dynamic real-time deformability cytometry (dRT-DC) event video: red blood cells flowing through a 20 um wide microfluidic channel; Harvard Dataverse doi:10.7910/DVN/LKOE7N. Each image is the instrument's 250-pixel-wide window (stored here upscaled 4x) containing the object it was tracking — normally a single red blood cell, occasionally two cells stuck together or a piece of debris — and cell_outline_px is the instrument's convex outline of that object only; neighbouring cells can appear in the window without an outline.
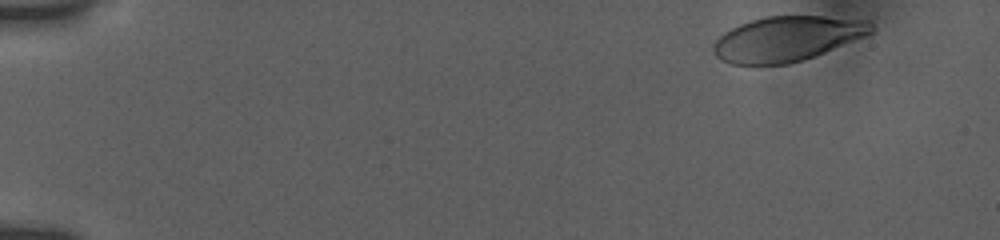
{"species": "human", "species_latin": "Homo sapiens", "temperature_condition": "room temperature", "stored_images_in_passage": 6, "camera_frame_rate_fps": 3000, "um_per_image_px": 0.085, "donor": {"sex": "female"}, "frame": {"image": 1, "passage_image": 1, "time_ms": 0.0, "image_size_px": [1000, 240], "cell_outline_px": [[872, 32], [864, 36], [804, 60], [788, 64], [732, 64], [720, 60], [712, 52], [712, 44], [724, 32], [740, 24], [764, 16], [820, 16], [872, 20]], "centroid_in_image_um": [66.87, 3.29], "position_along_channel_um": 18.1, "area_um2": 41.21}}
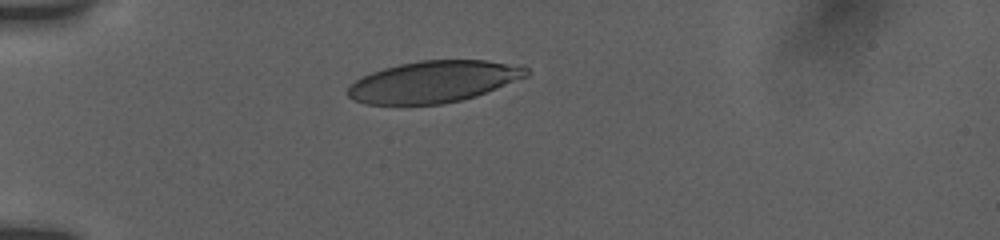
{"frame": {"image": 2, "passage_image": 4, "time_ms": 3.667, "image_size_px": [1000, 240], "cell_outline_px": [[532, 72], [528, 76], [476, 96], [444, 104], [364, 104], [352, 100], [348, 96], [348, 88], [360, 76], [384, 68], [400, 64], [420, 60], [484, 60], [524, 64]], "centroid_in_image_um": [36.91, 6.93], "position_along_channel_um": 48.1, "area_um2": 43.58}}
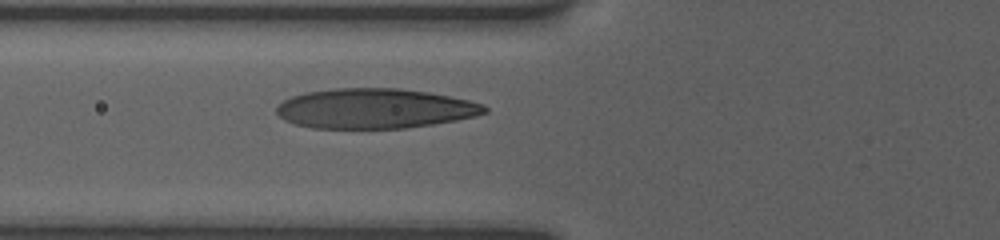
{"frame": {"image": 3, "passage_image": 6, "time_ms": 5.667, "image_size_px": [1000, 240], "cell_outline_px": [[488, 112], [476, 116], [456, 120], [432, 124], [404, 128], [312, 128], [296, 124], [284, 120], [276, 112], [276, 104], [292, 96], [304, 92], [336, 88], [400, 88], [428, 92], [468, 100], [484, 104], [488, 108]], "centroid_in_image_um": [31.84, 9.22], "position_along_channel_um": 94.0, "area_um2": 48.49}}